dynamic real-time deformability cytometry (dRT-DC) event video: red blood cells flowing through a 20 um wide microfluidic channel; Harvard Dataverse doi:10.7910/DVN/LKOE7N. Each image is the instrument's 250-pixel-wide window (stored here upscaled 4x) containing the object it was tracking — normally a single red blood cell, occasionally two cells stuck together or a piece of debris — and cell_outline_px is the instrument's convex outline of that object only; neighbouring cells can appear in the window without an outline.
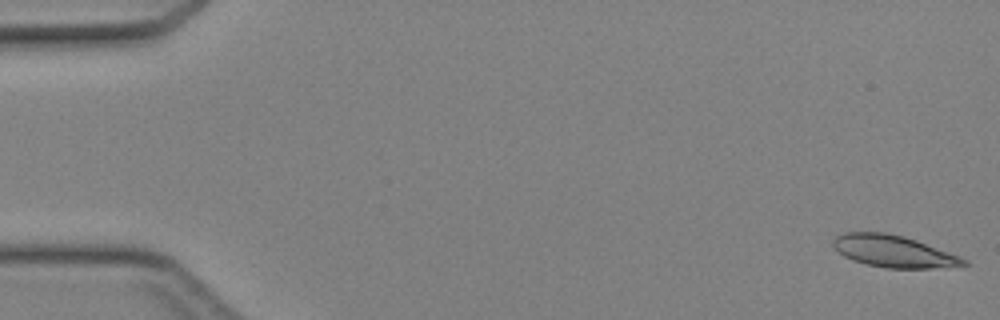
{"species": "Egyptian fruit bat (a non-hibernating species)", "species_latin": "Rousettus aegyptiacus", "temperature_condition": "cold", "stored_images_in_passage": 12, "camera_frame_rate_fps": 3000, "um_per_image_px": 0.085, "animal": {"sex": "female"}, "frame": {"image": 1, "passage_image": 1, "time_ms": 0.0, "image_size_px": [1000, 320], "cell_outline_px": [[968, 264], [932, 268], [884, 268], [852, 260], [844, 256], [832, 244], [832, 240], [836, 236], [844, 232], [884, 232], [904, 236], [916, 240], [960, 256], [968, 260]], "centroid_in_image_um": [75.93, 21.35], "position_along_channel_um": 9.1, "area_um2": 24.1}}